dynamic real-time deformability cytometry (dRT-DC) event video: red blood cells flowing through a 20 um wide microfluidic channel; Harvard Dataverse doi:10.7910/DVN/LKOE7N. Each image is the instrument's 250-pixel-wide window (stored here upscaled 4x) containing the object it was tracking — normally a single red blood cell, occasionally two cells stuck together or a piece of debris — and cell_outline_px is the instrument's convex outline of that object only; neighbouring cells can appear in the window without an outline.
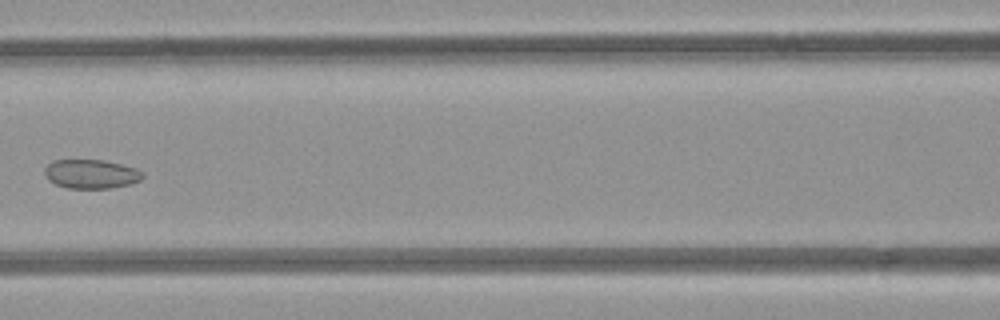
{"species": "common noctule bat (a hibernating species)", "species_latin": "Nyctalus noctula", "temperature_condition": "room temperature", "stored_images_in_passage": 5, "camera_frame_rate_fps": 3000, "um_per_image_px": 0.085, "animal": {"sex": "female", "body_mass_g": 21.9}, "frame": {"image": 1, "passage_image": 5, "time_ms": 4.667, "image_size_px": [1000, 320], "cell_outline_px": [[144, 176], [140, 180], [128, 184], [108, 188], [68, 188], [56, 184], [48, 180], [44, 172], [44, 168], [48, 164], [56, 160], [104, 160], [136, 168], [144, 172]], "centroid_in_image_um": [7.74, 14.78], "position_along_channel_um": 158.9, "area_um2": 16.47}}